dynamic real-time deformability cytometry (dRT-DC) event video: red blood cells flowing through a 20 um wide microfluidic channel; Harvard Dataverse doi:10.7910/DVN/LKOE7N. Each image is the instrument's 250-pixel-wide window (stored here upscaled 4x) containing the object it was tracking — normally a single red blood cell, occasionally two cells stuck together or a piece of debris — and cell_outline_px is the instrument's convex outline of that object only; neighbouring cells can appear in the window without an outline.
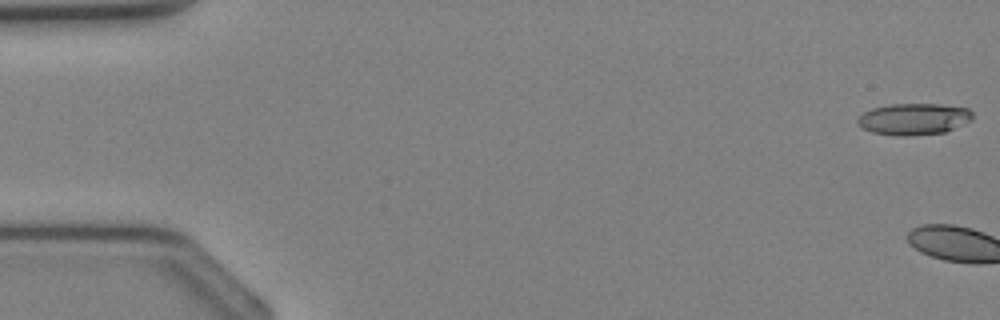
{"species": "Egyptian fruit bat (a non-hibernating species)", "species_latin": "Rousettus aegyptiacus", "temperature_condition": "cold", "stored_images_in_passage": 3, "camera_frame_rate_fps": 3000, "um_per_image_px": 0.085, "animal": {"sex": "female"}, "frame": {"image": 1, "passage_image": 1, "time_ms": 0.0, "image_size_px": [1000, 320], "cell_outline_px": [[972, 120], [944, 132], [912, 136], [896, 136], [872, 132], [856, 124], [856, 120], [864, 112], [872, 108], [892, 104], [940, 104], [968, 108], [972, 112]], "centroid_in_image_um": [77.66, 10.12], "position_along_channel_um": 7.3, "area_um2": 21.15}}